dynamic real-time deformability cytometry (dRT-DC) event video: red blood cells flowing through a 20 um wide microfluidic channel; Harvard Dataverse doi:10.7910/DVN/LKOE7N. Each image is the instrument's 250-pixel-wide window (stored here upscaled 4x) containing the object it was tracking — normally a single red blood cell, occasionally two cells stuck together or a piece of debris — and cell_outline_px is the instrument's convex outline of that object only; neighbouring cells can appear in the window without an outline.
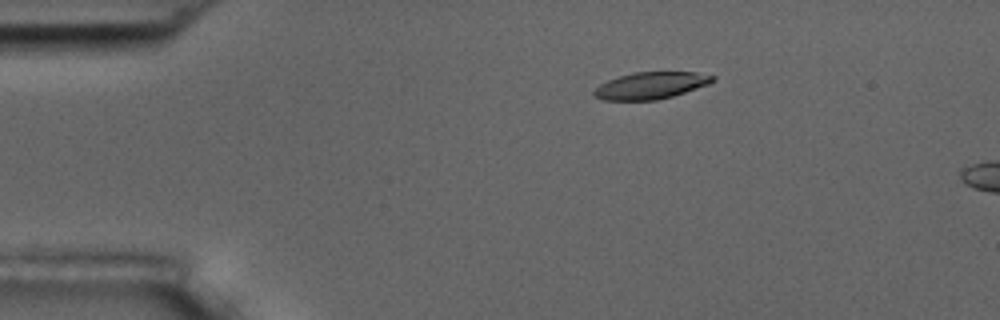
{"species": "common noctule bat (a hibernating species)", "species_latin": "Nyctalus noctula", "temperature_condition": "room temperature", "stored_images_in_passage": 5, "camera_frame_rate_fps": 3000, "um_per_image_px": 0.085, "animal": {"sex": "male", "body_mass_g": 17.5, "forearm_length_mm": 52.3}, "frame": {"image": 1, "passage_image": 3, "time_ms": 2.333, "image_size_px": [1000, 320], "cell_outline_px": [[716, 80], [708, 84], [672, 96], [656, 100], [604, 100], [592, 96], [592, 92], [600, 84], [608, 80], [632, 72], [696, 72], [716, 76]], "centroid_in_image_um": [55.3, 7.26], "position_along_channel_um": 29.7, "area_um2": 18.55}}